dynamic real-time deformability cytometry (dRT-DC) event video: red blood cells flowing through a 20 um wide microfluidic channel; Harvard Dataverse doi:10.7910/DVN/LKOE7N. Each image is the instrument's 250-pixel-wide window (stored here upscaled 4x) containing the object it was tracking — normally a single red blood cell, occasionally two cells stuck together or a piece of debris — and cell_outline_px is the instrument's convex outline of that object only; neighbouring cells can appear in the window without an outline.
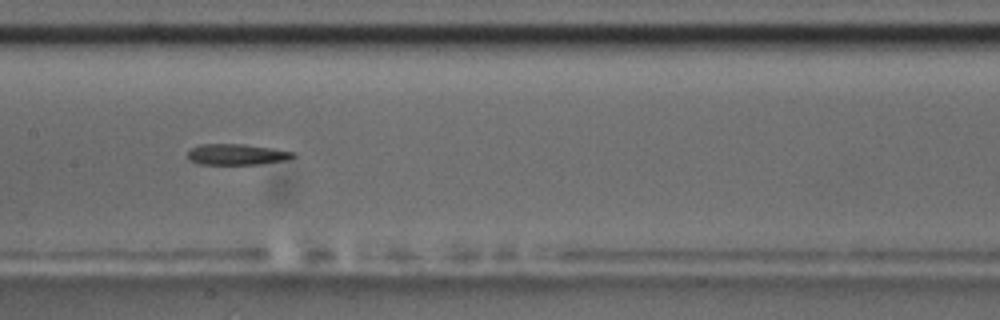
{"species": "common noctule bat (a hibernating species)", "species_latin": "Nyctalus noctula", "temperature_condition": "room temperature", "stored_images_in_passage": 53, "camera_frame_rate_fps": 3000, "um_per_image_px": 0.085, "animal": {"sex": "male", "body_mass_g": 17.5, "forearm_length_mm": 52.3}, "frame": {"image": 1, "passage_image": 26, "time_ms": 8.333, "image_size_px": [1000, 320], "cell_outline_px": [[296, 156], [288, 160], [260, 164], [200, 164], [188, 160], [188, 152], [192, 148], [200, 144], [244, 144], [272, 148], [296, 152]], "centroid_in_image_um": [20.16, 13.13], "position_along_channel_um": 187.2, "area_um2": 12.95}}
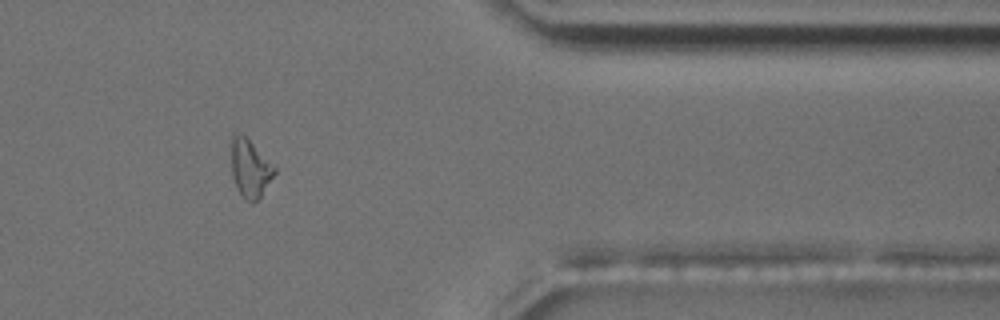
{"frame": {"image": 2, "passage_image": 44, "time_ms": 14.333, "image_size_px": [1000, 320], "cell_outline_px": [[276, 172], [260, 196], [252, 204], [236, 188], [232, 176], [228, 140], [232, 132], [236, 132], [244, 136], [276, 168]], "centroid_in_image_um": [21.17, 14.24], "position_along_channel_um": 390.2, "area_um2": 14.68}}
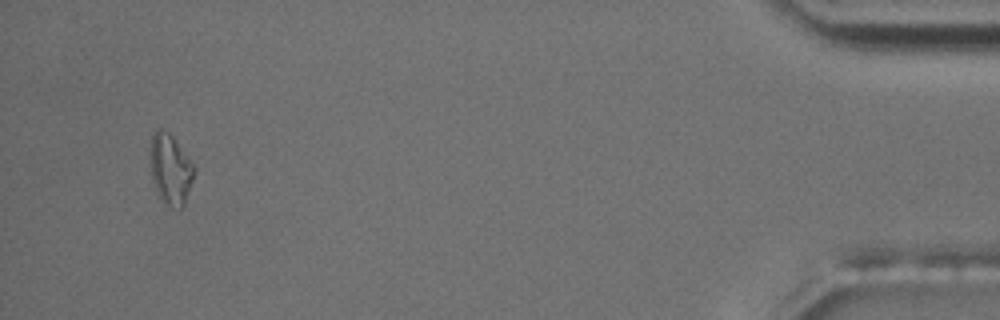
{"frame": {"image": 3, "passage_image": 51, "time_ms": 16.667, "image_size_px": [1000, 320], "cell_outline_px": [[196, 168], [184, 204], [180, 208], [172, 208], [160, 200], [152, 176], [152, 132], [156, 128], [164, 128], [172, 136]], "centroid_in_image_um": [14.5, 14.38], "position_along_channel_um": 420.7, "area_um2": 17.51}}